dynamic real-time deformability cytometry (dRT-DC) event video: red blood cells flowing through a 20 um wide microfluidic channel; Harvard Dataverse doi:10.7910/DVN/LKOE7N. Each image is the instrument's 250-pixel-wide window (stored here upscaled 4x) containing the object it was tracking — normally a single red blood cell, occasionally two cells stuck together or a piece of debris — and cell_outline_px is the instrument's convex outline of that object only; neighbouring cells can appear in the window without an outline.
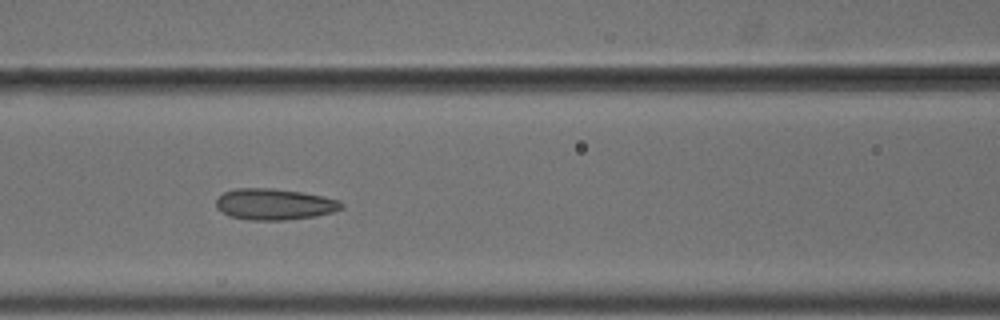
{"species": "common noctule bat (a hibernating species)", "species_latin": "Nyctalus noctula", "temperature_condition": "cold", "stored_images_in_passage": 14, "camera_frame_rate_fps": 3000, "um_per_image_px": 0.085, "animal": {"sex": "male", "body_mass_g": 18.8}, "frame": {"image": 1, "passage_image": 7, "time_ms": 2.0, "image_size_px": [1000, 320], "cell_outline_px": [[344, 204], [340, 208], [332, 212], [316, 216], [284, 220], [248, 220], [228, 216], [216, 208], [216, 200], [224, 192], [236, 188], [272, 188], [300, 192], [340, 200]], "centroid_in_image_um": [23.28, 17.36], "position_along_channel_um": 143.3, "area_um2": 22.72}}
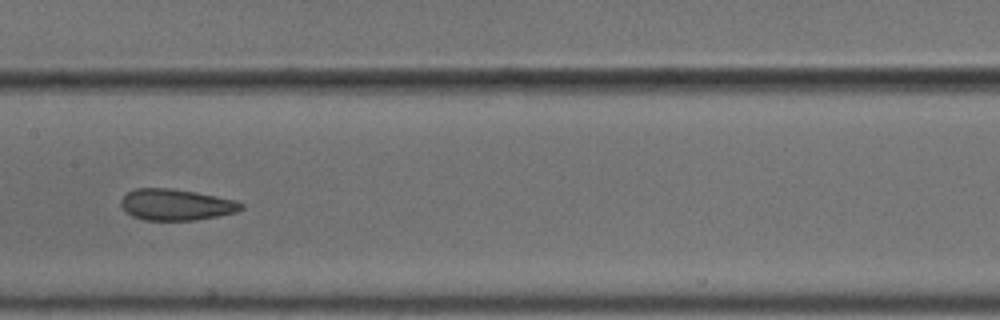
{"frame": {"image": 2, "passage_image": 8, "time_ms": 2.333, "image_size_px": [1000, 320], "cell_outline_px": [[244, 208], [236, 212], [216, 216], [192, 220], [144, 220], [132, 216], [120, 204], [120, 200], [128, 192], [136, 188], [172, 188], [196, 192], [236, 200], [244, 204]], "centroid_in_image_um": [14.98, 17.39], "position_along_channel_um": 192.4, "area_um2": 21.79}}
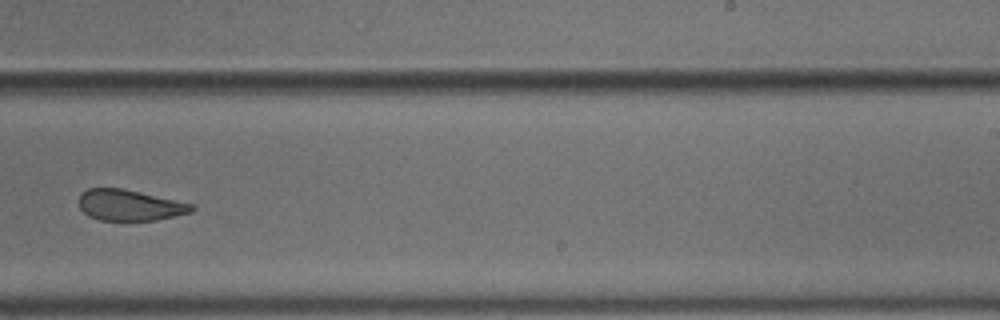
{"frame": {"image": 3, "passage_image": 10, "time_ms": 3.0, "image_size_px": [1000, 320], "cell_outline_px": [[196, 208], [192, 212], [156, 220], [128, 224], [124, 224], [100, 220], [88, 216], [80, 208], [80, 192], [88, 188], [124, 188], [192, 204]], "centroid_in_image_um": [11.0, 17.49], "position_along_channel_um": 278.0, "area_um2": 21.15}}